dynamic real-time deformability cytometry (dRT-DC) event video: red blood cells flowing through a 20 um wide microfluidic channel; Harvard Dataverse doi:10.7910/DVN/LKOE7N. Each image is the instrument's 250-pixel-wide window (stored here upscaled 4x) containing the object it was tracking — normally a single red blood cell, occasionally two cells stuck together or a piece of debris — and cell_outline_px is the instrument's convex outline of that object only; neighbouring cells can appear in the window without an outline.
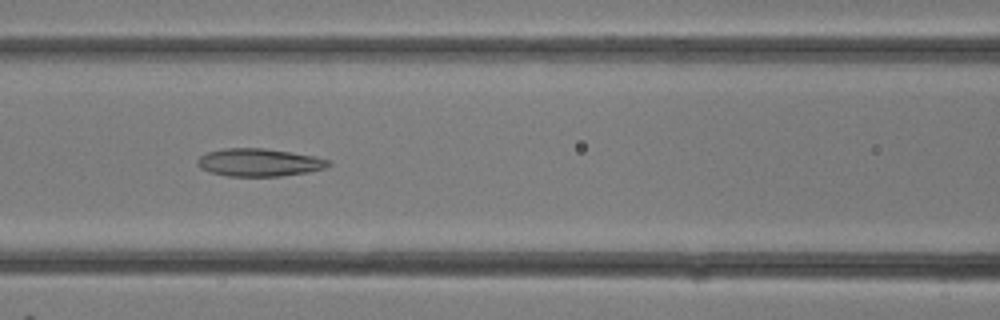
{"species": "common noctule bat (a hibernating species)", "species_latin": "Nyctalus noctula", "temperature_condition": "room temperature", "stored_images_in_passage": 31, "camera_frame_rate_fps": 3000, "um_per_image_px": 0.085, "animal": {"sex": "female"}, "frame": {"image": 1, "passage_image": 13, "time_ms": 4.0, "image_size_px": [1000, 320], "cell_outline_px": [[332, 164], [324, 168], [308, 172], [280, 176], [228, 176], [208, 172], [200, 168], [196, 164], [196, 160], [200, 156], [208, 152], [224, 148], [264, 148], [316, 156], [332, 160]], "centroid_in_image_um": [22.03, 13.8], "position_along_channel_um": 144.6, "area_um2": 21.39}}
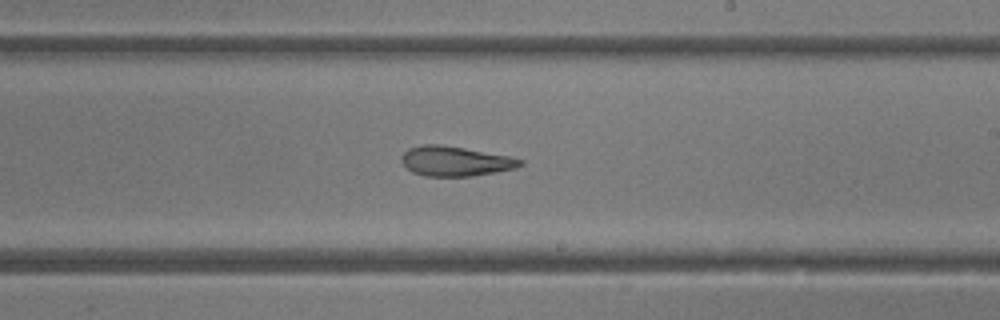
{"frame": {"image": 2, "passage_image": 18, "time_ms": 5.667, "image_size_px": [1000, 320], "cell_outline_px": [[524, 164], [516, 168], [496, 172], [472, 176], [424, 176], [412, 172], [400, 160], [400, 156], [408, 148], [424, 144], [440, 144], [512, 156], [524, 160]], "centroid_in_image_um": [38.72, 13.69], "position_along_channel_um": 250.3, "area_um2": 20.81}}
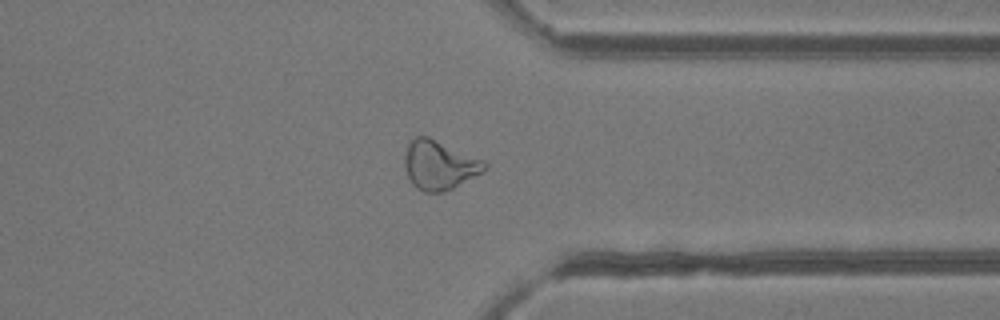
{"frame": {"image": 3, "passage_image": 24, "time_ms": 7.667, "image_size_px": [1000, 320], "cell_outline_px": [[488, 168], [484, 172], [444, 192], [424, 192], [416, 188], [412, 184], [404, 168], [404, 156], [408, 144], [412, 136], [428, 136], [484, 160], [488, 164]], "centroid_in_image_um": [37.34, 14.02], "position_along_channel_um": 374.1, "area_um2": 23.12}}